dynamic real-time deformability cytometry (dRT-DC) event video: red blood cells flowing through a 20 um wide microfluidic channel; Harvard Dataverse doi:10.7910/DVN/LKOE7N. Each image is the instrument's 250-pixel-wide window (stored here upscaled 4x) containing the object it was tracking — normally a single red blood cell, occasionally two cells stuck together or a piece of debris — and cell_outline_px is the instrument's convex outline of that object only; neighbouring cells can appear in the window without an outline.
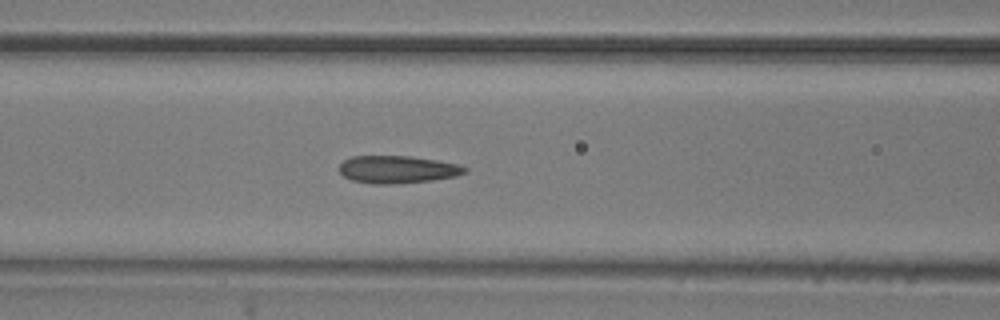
{"species": "common noctule bat (a hibernating species)", "species_latin": "Nyctalus noctula", "temperature_condition": "room temperature", "stored_images_in_passage": 6, "camera_frame_rate_fps": 3000, "um_per_image_px": 0.085, "animal": {"sex": "male", "body_mass_g": 20.5, "forearm_length_mm": 52.5}, "frame": {"image": 1, "passage_image": 6, "time_ms": 6.667, "image_size_px": [1000, 320], "cell_outline_px": [[468, 172], [456, 176], [432, 180], [396, 184], [372, 184], [352, 180], [344, 176], [340, 172], [340, 164], [344, 160], [352, 156], [412, 156], [460, 164], [468, 168]], "centroid_in_image_um": [33.82, 14.4], "position_along_channel_um": 132.8, "area_um2": 20.29}}